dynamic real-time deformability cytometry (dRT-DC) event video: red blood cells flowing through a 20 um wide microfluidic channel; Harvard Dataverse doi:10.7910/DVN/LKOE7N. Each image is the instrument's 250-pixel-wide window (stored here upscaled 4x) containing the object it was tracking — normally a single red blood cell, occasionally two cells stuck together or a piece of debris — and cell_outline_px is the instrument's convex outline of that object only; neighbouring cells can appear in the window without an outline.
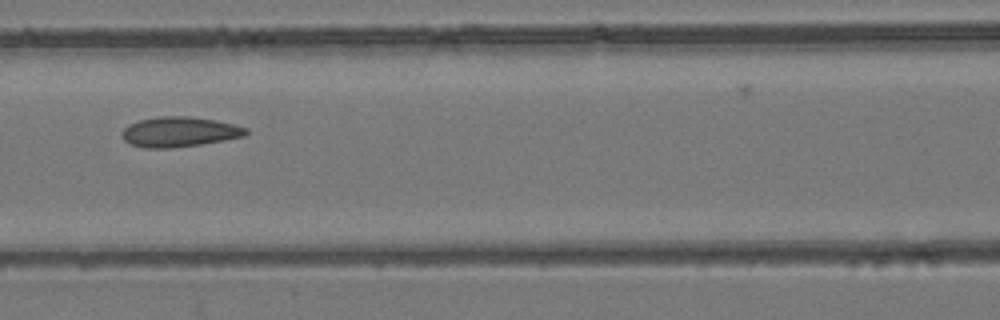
{"species": "common noctule bat (a hibernating species)", "species_latin": "Nyctalus noctula", "temperature_condition": "room temperature", "stored_images_in_passage": 8, "camera_frame_rate_fps": 3000, "um_per_image_px": 0.085, "animal": {"sex": "female", "body_mass_g": 24.6, "forearm_length_mm": 56.2}, "frame": {"image": 1, "passage_image": 8, "time_ms": 2.333, "image_size_px": [1000, 320], "cell_outline_px": [[248, 132], [244, 136], [224, 140], [200, 144], [172, 148], [144, 148], [132, 144], [124, 140], [120, 132], [128, 124], [140, 120], [160, 116], [184, 116], [216, 120], [248, 128]], "centroid_in_image_um": [15.22, 11.21], "position_along_channel_um": 151.4, "area_um2": 21.62}}